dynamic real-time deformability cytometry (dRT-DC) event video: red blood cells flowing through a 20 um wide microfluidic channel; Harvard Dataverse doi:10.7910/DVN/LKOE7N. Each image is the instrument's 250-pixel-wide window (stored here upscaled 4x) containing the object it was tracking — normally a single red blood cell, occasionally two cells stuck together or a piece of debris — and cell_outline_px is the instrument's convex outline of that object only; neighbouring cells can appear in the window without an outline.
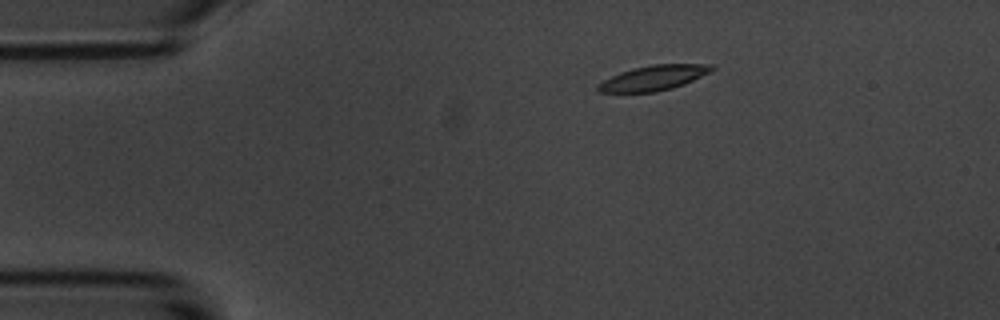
{"species": "common noctule bat (a hibernating species)", "species_latin": "Nyctalus noctula", "temperature_condition": "room temperature", "stored_images_in_passage": 48, "camera_frame_rate_fps": 3000, "um_per_image_px": 0.085, "animal": {"sex": "male", "body_mass_g": 20.1, "forearm_length_mm": 53.5}, "frame": {"image": 1, "passage_image": 1, "time_ms": 0.0, "image_size_px": [1000, 320], "cell_outline_px": [[716, 68], [684, 84], [672, 88], [656, 92], [596, 92], [596, 84], [620, 72], [632, 68], [652, 64], [712, 64]], "centroid_in_image_um": [55.51, 6.62], "position_along_channel_um": 29.5, "area_um2": 16.53}}
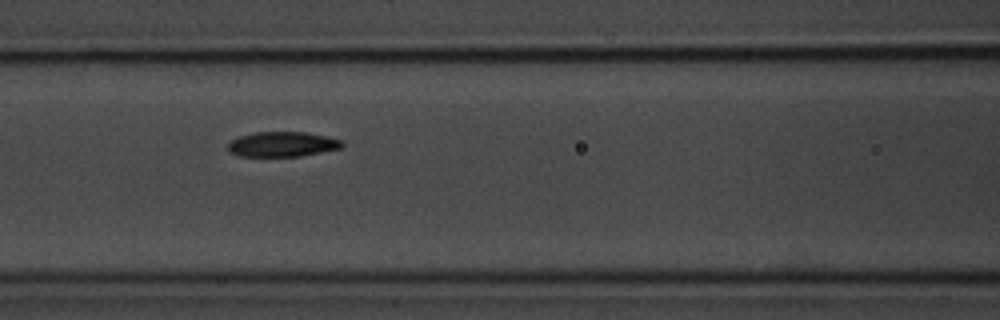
{"frame": {"image": 2, "passage_image": 15, "time_ms": 4.667, "image_size_px": [1000, 320], "cell_outline_px": [[344, 148], [300, 156], [240, 156], [228, 152], [228, 144], [232, 140], [240, 136], [256, 132], [308, 132], [328, 136], [344, 140]], "centroid_in_image_um": [24.07, 12.26], "position_along_channel_um": 142.5, "area_um2": 16.82}}
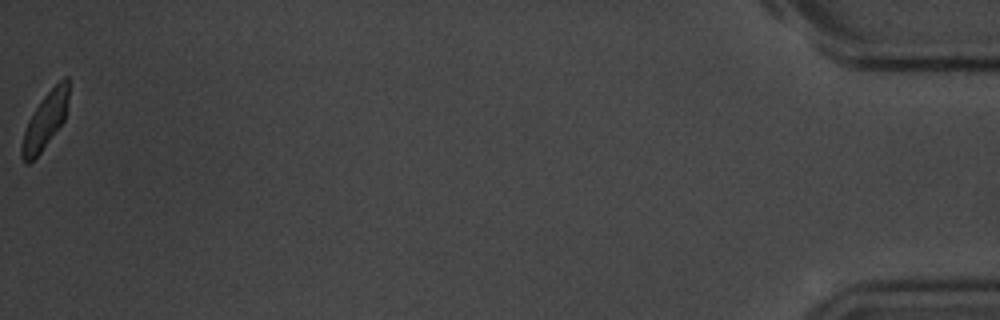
{"frame": {"image": 3, "passage_image": 48, "time_ms": 15.667, "image_size_px": [1000, 320], "cell_outline_px": [[68, 100], [64, 120], [40, 152], [28, 164], [24, 164], [20, 156], [20, 148], [24, 132], [28, 120], [44, 96], [64, 76], [68, 76]], "centroid_in_image_um": [3.81, 10.28], "position_along_channel_um": 431.4, "area_um2": 15.03}, "authors_computed_cell_mechanics": {"area_um2": 16.9932, "velocity_mm_per_s": 3.5232, "shape_relaxation_time_tau1_ms": 3.2265, "shape_relaxation_time_tau2_ms": 3.7214, "deformation_change_tau1": 0.1222, "deformation_change_tau2": 0.0841}}